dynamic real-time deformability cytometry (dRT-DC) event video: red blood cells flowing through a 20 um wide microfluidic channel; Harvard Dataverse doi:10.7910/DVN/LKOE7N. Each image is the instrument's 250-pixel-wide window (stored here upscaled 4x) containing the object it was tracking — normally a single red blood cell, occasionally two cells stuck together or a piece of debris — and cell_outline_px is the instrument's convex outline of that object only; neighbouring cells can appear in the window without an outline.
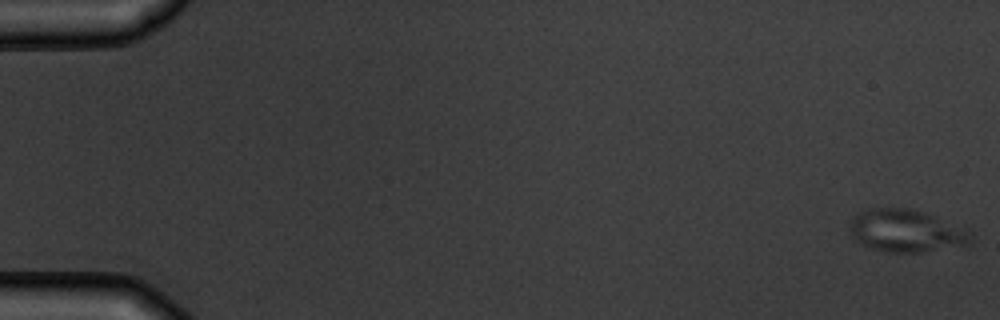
{"species": "common noctule bat (a hibernating species)", "species_latin": "Nyctalus noctula", "temperature_condition": "warm", "stored_images_in_passage": 9, "camera_frame_rate_fps": 3000, "um_per_image_px": 0.085, "animal": {"sex": "male", "body_mass_g": 19.5, "forearm_length_mm": 54.6}, "frame": {"image": 1, "passage_image": 1, "time_ms": 0.0, "image_size_px": [1000, 320], "cell_outline_px": [[972, 244], [920, 252], [888, 252], [868, 248], [860, 244], [852, 236], [848, 228], [848, 224], [852, 216], [860, 212], [872, 208], [908, 208], [924, 212], [968, 228], [972, 232]], "centroid_in_image_um": [77.02, 19.62], "position_along_channel_um": 8.0, "area_um2": 30.46}}